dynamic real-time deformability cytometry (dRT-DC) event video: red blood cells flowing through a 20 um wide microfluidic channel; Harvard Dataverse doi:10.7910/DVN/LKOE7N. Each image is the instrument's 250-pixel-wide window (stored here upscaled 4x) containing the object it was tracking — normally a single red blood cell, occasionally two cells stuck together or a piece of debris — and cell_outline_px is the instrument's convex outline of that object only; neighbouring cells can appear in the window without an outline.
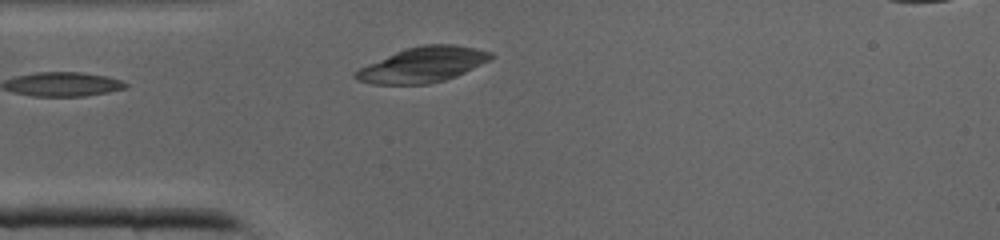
{"species": "common noctule bat (a hibernating species)", "species_latin": "Nyctalus noctula", "temperature_condition": "cold", "stored_images_in_passage": 15, "camera_frame_rate_fps": 3000, "um_per_image_px": 0.085, "animal": {"sex": "male", "body_mass_g": 19.0, "forearm_length_mm": 50.8}, "frame": {"image": 1, "passage_image": 1, "time_ms": 0.0, "image_size_px": [1000, 240], "cell_outline_px": [[496, 56], [456, 76], [444, 80], [428, 84], [372, 84], [356, 80], [352, 76], [352, 72], [360, 68], [396, 52], [408, 48], [424, 44], [452, 44], [476, 48], [492, 52]], "centroid_in_image_um": [35.92, 5.5], "position_along_channel_um": 49.1, "area_um2": 27.51}}
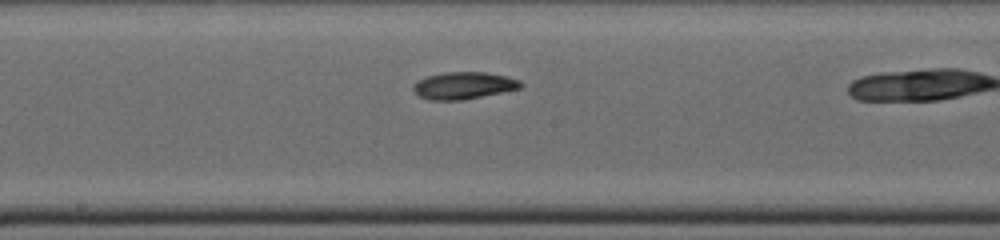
{"frame": {"image": 2, "passage_image": 9, "time_ms": 2.667, "image_size_px": [1000, 240], "cell_outline_px": [[524, 84], [520, 88], [464, 100], [428, 100], [420, 96], [412, 88], [420, 80], [428, 76], [444, 72], [484, 72], [504, 76], [520, 80]], "centroid_in_image_um": [39.43, 7.27], "position_along_channel_um": 208.8, "area_um2": 16.7}}
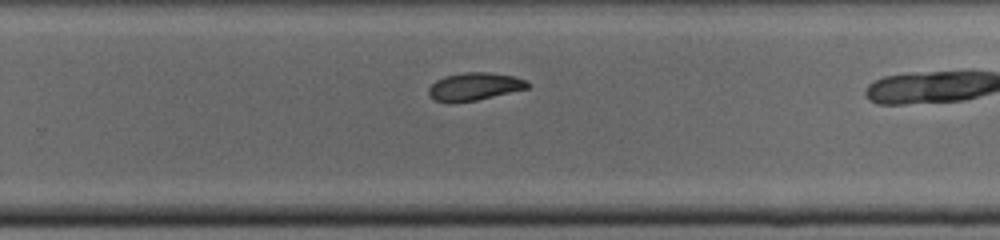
{"frame": {"image": 3, "passage_image": 14, "time_ms": 4.333, "image_size_px": [1000, 240], "cell_outline_px": [[532, 84], [528, 88], [476, 100], [436, 100], [428, 96], [428, 88], [436, 80], [444, 76], [464, 72], [488, 72], [512, 76], [528, 80]], "centroid_in_image_um": [40.37, 7.31], "position_along_channel_um": 289.4, "area_um2": 15.61}}